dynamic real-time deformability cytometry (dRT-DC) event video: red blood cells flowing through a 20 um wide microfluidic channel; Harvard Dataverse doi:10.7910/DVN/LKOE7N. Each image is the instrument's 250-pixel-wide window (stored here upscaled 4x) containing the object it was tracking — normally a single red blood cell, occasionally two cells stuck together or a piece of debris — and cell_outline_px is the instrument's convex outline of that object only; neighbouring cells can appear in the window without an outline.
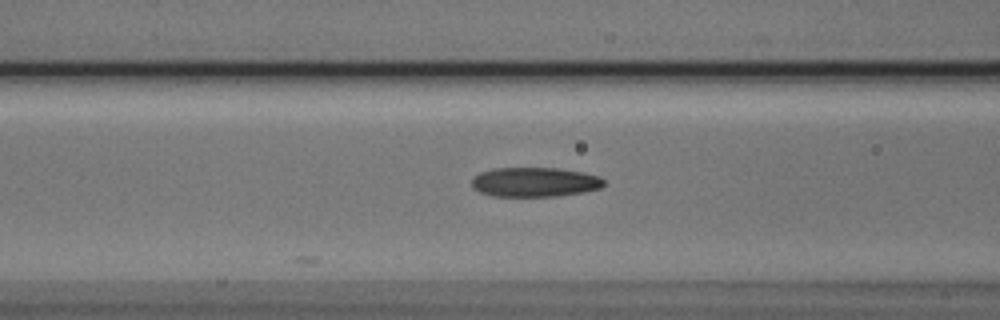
{"species": "Egyptian fruit bat (a non-hibernating species)", "species_latin": "Rousettus aegyptiacus", "temperature_condition": "cold", "stored_images_in_passage": 17, "camera_frame_rate_fps": 3000, "um_per_image_px": 0.085, "animal": {"sex": "male"}, "frame": {"image": 1, "passage_image": 8, "time_ms": 2.333, "image_size_px": [1000, 320], "cell_outline_px": [[604, 184], [600, 188], [584, 192], [556, 196], [492, 196], [480, 192], [472, 188], [472, 176], [480, 172], [496, 168], [556, 168], [580, 172], [600, 176], [604, 180]], "centroid_in_image_um": [45.42, 15.48], "position_along_channel_um": 121.2, "area_um2": 22.72}}
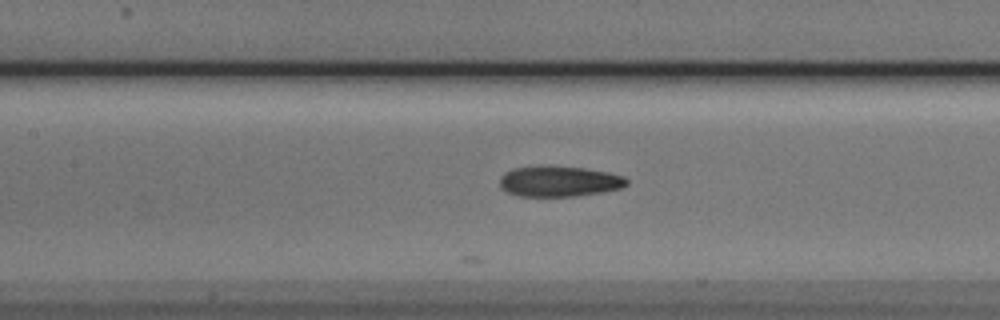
{"frame": {"image": 2, "passage_image": 11, "time_ms": 3.333, "image_size_px": [1000, 320], "cell_outline_px": [[628, 184], [620, 188], [604, 192], [576, 196], [520, 196], [508, 192], [500, 184], [500, 176], [504, 172], [512, 168], [584, 168], [608, 172], [624, 176], [628, 180]], "centroid_in_image_um": [47.58, 15.44], "position_along_channel_um": 159.8, "area_um2": 21.96}}